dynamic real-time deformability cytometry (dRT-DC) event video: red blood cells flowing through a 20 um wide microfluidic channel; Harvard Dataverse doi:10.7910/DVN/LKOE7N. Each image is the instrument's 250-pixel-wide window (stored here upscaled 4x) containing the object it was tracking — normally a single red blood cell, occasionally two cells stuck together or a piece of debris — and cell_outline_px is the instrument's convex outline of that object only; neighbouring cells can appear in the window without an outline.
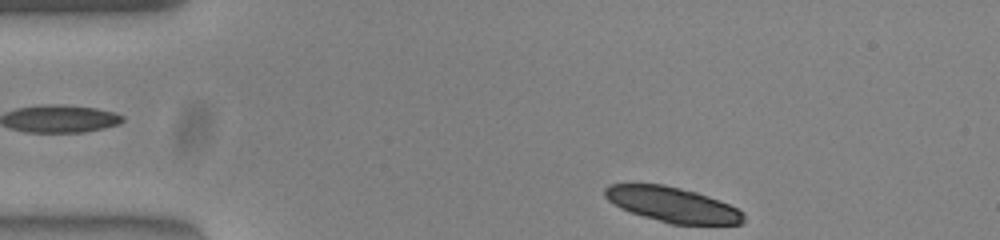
{"species": "common noctule bat (a hibernating species)", "species_latin": "Nyctalus noctula", "temperature_condition": "warm", "stored_images_in_passage": 45, "camera_frame_rate_fps": 3000, "um_per_image_px": 0.085, "animal": {"sex": "female", "body_mass_g": 23.0, "forearm_length_mm": 53.4}, "frame": {"image": 1, "passage_image": 1, "time_ms": 0.0, "image_size_px": [1000, 240], "cell_outline_px": [[744, 220], [740, 224], [672, 224], [644, 216], [620, 208], [608, 200], [604, 196], [604, 188], [608, 184], [664, 184], [696, 192], [720, 200], [744, 212]], "centroid_in_image_um": [57.15, 17.38], "position_along_channel_um": 27.9, "area_um2": 28.15}, "authors_computed_cell_mechanics": {"area_um2": 18.3804, "velocity_mm_per_s": 3.8095, "shape_relaxation_time_tau1_ms": 1.551, "shape_relaxation_time_tau2_ms": 8.0609, "deformation_change_tau1": 0.0851, "deformation_change_tau2": 0.1515}}